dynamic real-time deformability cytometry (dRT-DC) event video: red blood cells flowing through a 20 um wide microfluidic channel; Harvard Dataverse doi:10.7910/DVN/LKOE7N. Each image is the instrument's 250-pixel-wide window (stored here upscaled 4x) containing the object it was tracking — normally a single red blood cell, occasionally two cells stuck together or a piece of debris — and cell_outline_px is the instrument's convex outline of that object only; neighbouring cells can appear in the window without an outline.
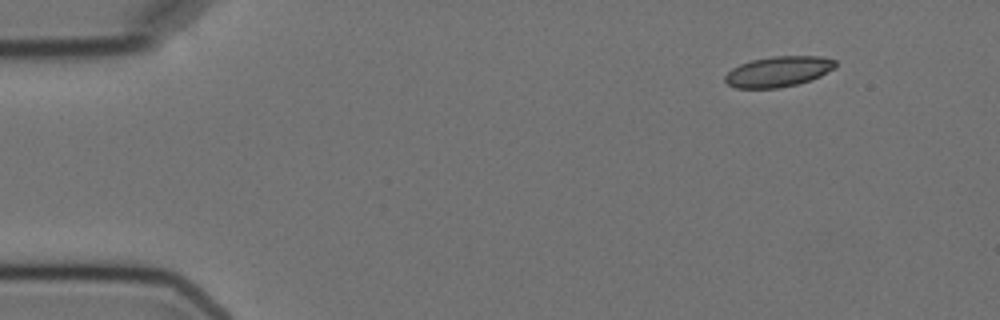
{"species": "Egyptian fruit bat (a non-hibernating species)", "species_latin": "Rousettus aegyptiacus", "temperature_condition": "cold", "stored_images_in_passage": 4, "camera_frame_rate_fps": 3000, "um_per_image_px": 0.085, "animal": {"sex": "female"}, "frame": {"image": 1, "passage_image": 1, "time_ms": 0.0, "image_size_px": [1000, 320], "cell_outline_px": [[836, 68], [812, 80], [780, 88], [736, 88], [728, 84], [724, 80], [724, 76], [732, 68], [740, 64], [752, 60], [776, 56], [824, 56], [836, 60]], "centroid_in_image_um": [66.19, 6.08], "position_along_channel_um": 18.8, "area_um2": 19.71}}
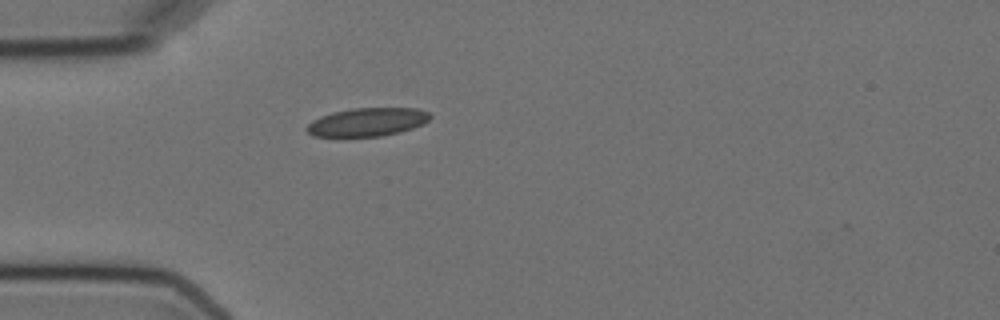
{"frame": {"image": 2, "passage_image": 4, "time_ms": 3.333, "image_size_px": [1000, 320], "cell_outline_px": [[432, 116], [424, 124], [400, 132], [380, 136], [344, 140], [312, 136], [304, 128], [312, 120], [320, 116], [332, 112], [352, 108], [416, 108], [428, 112]], "centroid_in_image_um": [31.13, 10.43], "position_along_channel_um": 53.9, "area_um2": 21.39}}